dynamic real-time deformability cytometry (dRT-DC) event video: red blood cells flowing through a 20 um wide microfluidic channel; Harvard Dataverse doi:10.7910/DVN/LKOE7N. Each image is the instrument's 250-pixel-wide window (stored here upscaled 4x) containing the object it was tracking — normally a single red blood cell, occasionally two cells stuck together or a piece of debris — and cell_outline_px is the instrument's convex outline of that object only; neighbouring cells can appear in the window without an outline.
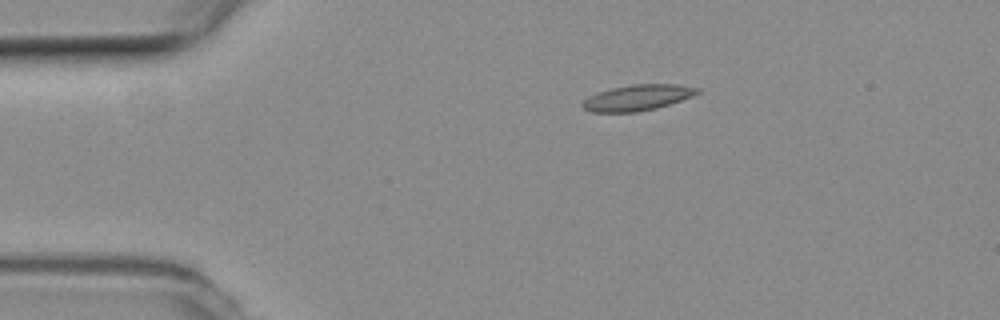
{"species": "common noctule bat (a hibernating species)", "species_latin": "Nyctalus noctula", "temperature_condition": "room temperature", "stored_images_in_passage": 45, "camera_frame_rate_fps": 3000, "um_per_image_px": 0.085, "animal": {"sex": "female", "body_mass_g": 19.3, "forearm_length_mm": 54.1}, "frame": {"image": 1, "passage_image": 1, "time_ms": 0.0, "image_size_px": [1000, 320], "cell_outline_px": [[700, 92], [692, 96], [656, 108], [636, 112], [592, 112], [584, 108], [580, 104], [588, 96], [596, 92], [612, 88], [632, 84], [676, 84], [700, 88]], "centroid_in_image_um": [54.16, 8.29], "position_along_channel_um": 30.8, "area_um2": 17.22}}
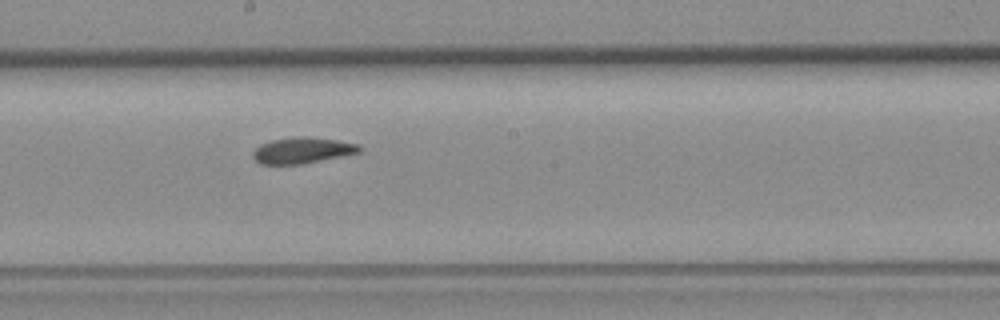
{"frame": {"image": 2, "passage_image": 20, "time_ms": 6.333, "image_size_px": [1000, 320], "cell_outline_px": [[360, 152], [300, 164], [260, 164], [252, 156], [252, 152], [260, 144], [272, 140], [296, 136], [308, 136], [336, 140], [360, 144]], "centroid_in_image_um": [25.67, 12.77], "position_along_channel_um": 222.5, "area_um2": 16.01}}
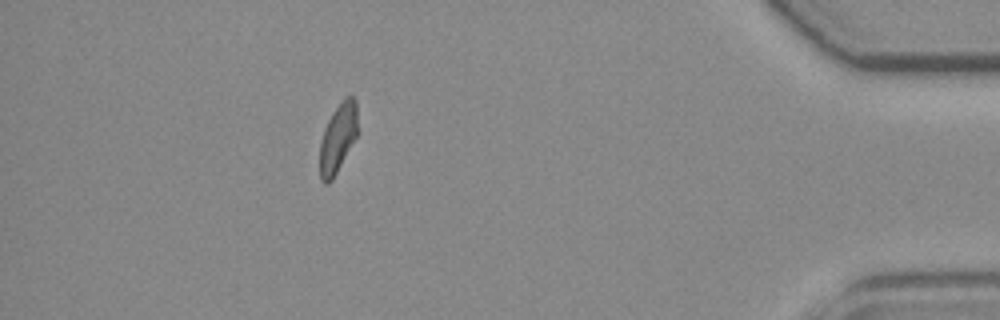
{"frame": {"image": 3, "passage_image": 39, "time_ms": 12.667, "image_size_px": [1000, 320], "cell_outline_px": [[356, 136], [332, 180], [328, 184], [324, 184], [320, 180], [320, 140], [324, 128], [332, 112], [344, 96], [352, 96], [356, 100]], "centroid_in_image_um": [28.68, 11.73], "position_along_channel_um": 406.5, "area_um2": 15.03}, "authors_computed_cell_mechanics": {"area_um2": 16.2418, "velocity_mm_per_s": 3.7833, "shape_relaxation_time_tau1_ms": null, "shape_relaxation_time_tau2_ms": 4.3929, "deformation_change_tau1": null, "deformation_change_tau2": 0.1084}}